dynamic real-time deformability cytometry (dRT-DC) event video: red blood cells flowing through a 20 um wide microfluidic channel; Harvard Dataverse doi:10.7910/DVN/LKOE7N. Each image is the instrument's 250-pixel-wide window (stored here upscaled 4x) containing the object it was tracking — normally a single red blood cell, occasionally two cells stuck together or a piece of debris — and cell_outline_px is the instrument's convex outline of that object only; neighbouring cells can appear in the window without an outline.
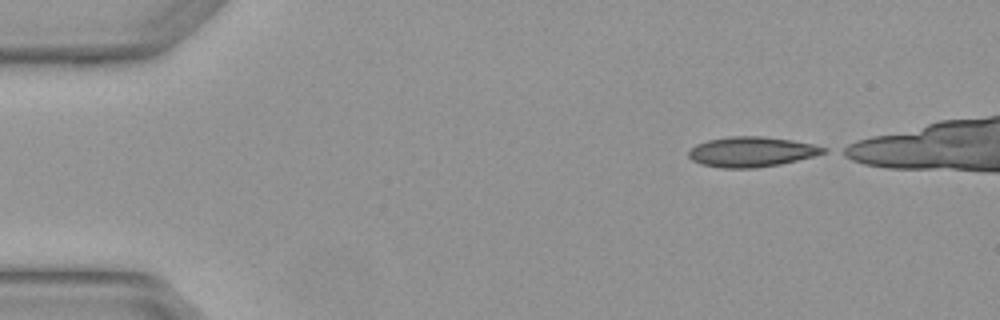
{"species": "Egyptian fruit bat (a non-hibernating species)", "species_latin": "Rousettus aegyptiacus", "temperature_condition": "warm", "stored_images_in_passage": 4, "camera_frame_rate_fps": 3000, "um_per_image_px": 0.085, "animal": {"sex": "female"}, "frame": {"image": 1, "passage_image": 1, "time_ms": 0.0, "image_size_px": [1000, 320], "cell_outline_px": [[828, 152], [780, 164], [756, 168], [720, 168], [700, 164], [692, 160], [688, 156], [688, 152], [696, 144], [708, 140], [732, 136], [764, 136], [792, 140], [816, 144], [828, 148]], "centroid_in_image_um": [63.89, 12.9], "position_along_channel_um": 21.1, "area_um2": 23.76}}